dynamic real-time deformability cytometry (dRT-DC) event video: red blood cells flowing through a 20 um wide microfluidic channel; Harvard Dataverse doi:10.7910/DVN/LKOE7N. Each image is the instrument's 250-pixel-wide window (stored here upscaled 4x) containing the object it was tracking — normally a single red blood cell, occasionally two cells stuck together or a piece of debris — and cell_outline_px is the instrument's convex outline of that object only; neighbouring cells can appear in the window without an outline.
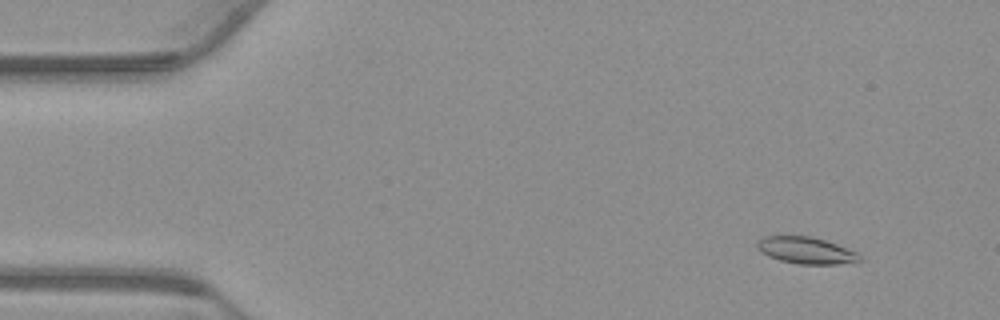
{"species": "common noctule bat (a hibernating species)", "species_latin": "Nyctalus noctula", "temperature_condition": "warm", "stored_images_in_passage": 56, "camera_frame_rate_fps": 3000, "um_per_image_px": 0.085, "animal": {"sex": "male", "body_mass_g": 23.1, "forearm_length_mm": 52.7}, "frame": {"image": 1, "passage_image": 6, "time_ms": 1.667, "image_size_px": [1000, 320], "cell_outline_px": [[864, 260], [840, 264], [800, 264], [780, 260], [768, 256], [760, 252], [756, 248], [756, 240], [764, 236], [812, 236], [836, 244], [856, 252]], "centroid_in_image_um": [68.47, 21.28], "position_along_channel_um": 16.5, "area_um2": 16.01}}
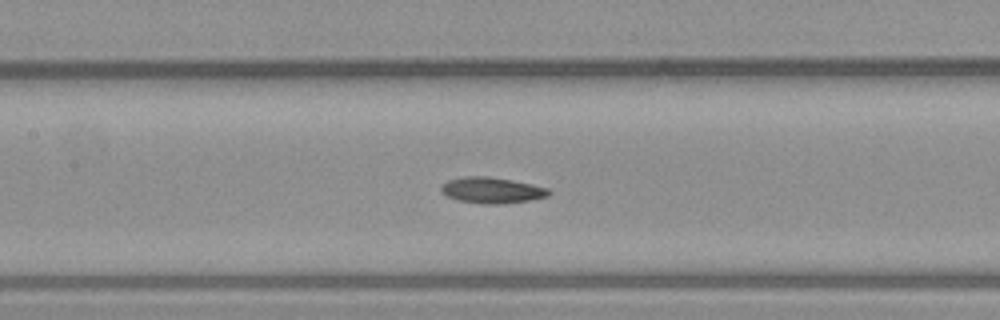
{"frame": {"image": 2, "passage_image": 26, "time_ms": 8.333, "image_size_px": [1000, 320], "cell_outline_px": [[552, 192], [548, 196], [528, 200], [504, 204], [484, 204], [456, 200], [440, 192], [440, 188], [448, 180], [464, 176], [488, 176], [512, 180], [532, 184], [548, 188]], "centroid_in_image_um": [41.8, 16.17], "position_along_channel_um": 165.6, "area_um2": 16.36}}
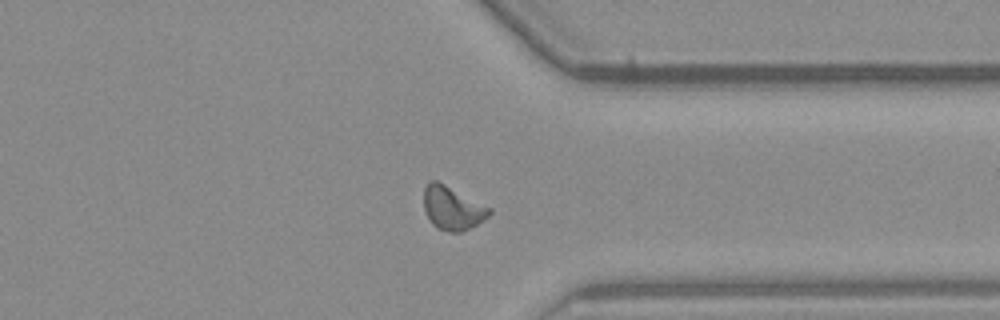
{"frame": {"image": 3, "passage_image": 43, "time_ms": 14.0, "image_size_px": [1000, 320], "cell_outline_px": [[492, 212], [484, 220], [460, 232], [448, 232], [436, 228], [432, 224], [424, 208], [424, 188], [432, 180], [436, 180], [492, 208]], "centroid_in_image_um": [38.46, 17.7], "position_along_channel_um": 372.9, "area_um2": 16.42}}